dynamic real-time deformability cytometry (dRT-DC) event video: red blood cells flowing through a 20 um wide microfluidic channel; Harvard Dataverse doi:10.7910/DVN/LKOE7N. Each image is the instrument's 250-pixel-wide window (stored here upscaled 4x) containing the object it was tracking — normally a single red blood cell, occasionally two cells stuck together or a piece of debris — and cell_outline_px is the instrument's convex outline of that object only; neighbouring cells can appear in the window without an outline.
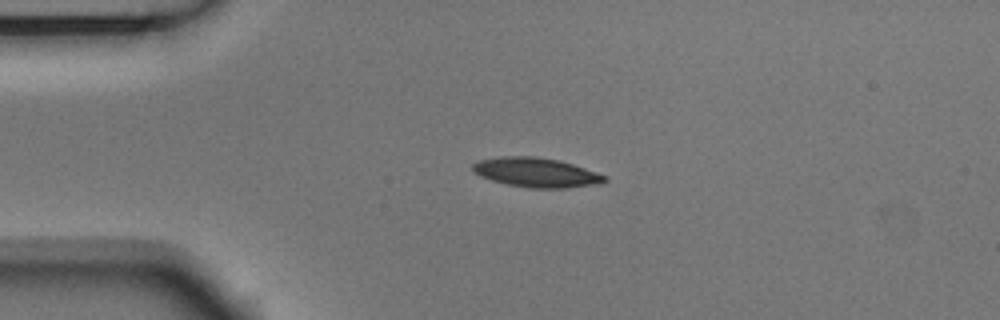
{"species": "Egyptian fruit bat (a non-hibernating species)", "species_latin": "Rousettus aegyptiacus", "temperature_condition": "room temperature", "stored_images_in_passage": 3, "camera_frame_rate_fps": 3000, "um_per_image_px": 0.085, "animal": {"sex": "male"}, "frame": {"image": 1, "passage_image": 3, "time_ms": 0.667, "image_size_px": [1000, 320], "cell_outline_px": [[608, 180], [568, 188], [532, 188], [508, 184], [492, 180], [480, 176], [472, 168], [472, 164], [480, 160], [500, 156], [536, 156], [556, 160], [572, 164], [584, 168], [604, 176]], "centroid_in_image_um": [45.5, 14.64], "position_along_channel_um": 39.5, "area_um2": 22.02}}